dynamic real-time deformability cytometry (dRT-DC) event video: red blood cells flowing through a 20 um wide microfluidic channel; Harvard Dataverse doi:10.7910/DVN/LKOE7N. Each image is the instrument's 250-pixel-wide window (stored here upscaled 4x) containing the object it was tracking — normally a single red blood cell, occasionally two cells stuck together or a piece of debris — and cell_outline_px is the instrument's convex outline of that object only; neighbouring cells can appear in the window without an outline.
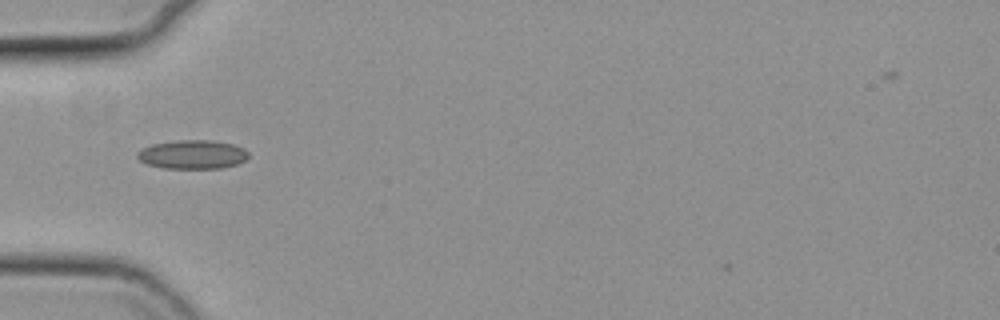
{"species": "common noctule bat (a hibernating species)", "species_latin": "Nyctalus noctula", "temperature_condition": "cold", "stored_images_in_passage": 11, "camera_frame_rate_fps": 3000, "um_per_image_px": 0.085, "animal": {"sex": "female", "body_mass_g": 19.3, "forearm_length_mm": 54.1}, "frame": {"image": 1, "passage_image": 2, "time_ms": 0.333, "image_size_px": [1000, 320], "cell_outline_px": [[248, 156], [244, 160], [236, 164], [220, 168], [164, 168], [148, 164], [140, 160], [136, 156], [136, 152], [152, 144], [180, 140], [208, 140], [232, 144], [244, 148], [248, 152]], "centroid_in_image_um": [16.35, 13.13], "position_along_channel_um": 68.6, "area_um2": 18.44}}
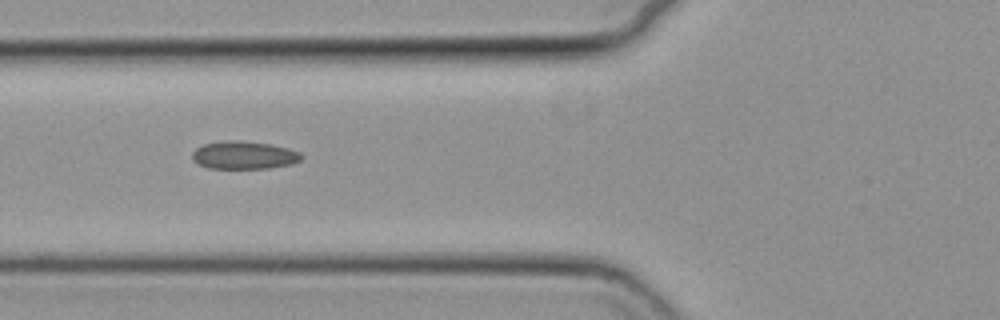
{"frame": {"image": 2, "passage_image": 5, "time_ms": 1.333, "image_size_px": [1000, 320], "cell_outline_px": [[304, 156], [300, 160], [292, 164], [268, 168], [208, 168], [196, 164], [192, 160], [192, 152], [196, 148], [204, 144], [228, 140], [240, 140], [272, 144], [288, 148], [300, 152]], "centroid_in_image_um": [20.73, 13.18], "position_along_channel_um": 105.1, "area_um2": 17.92}}
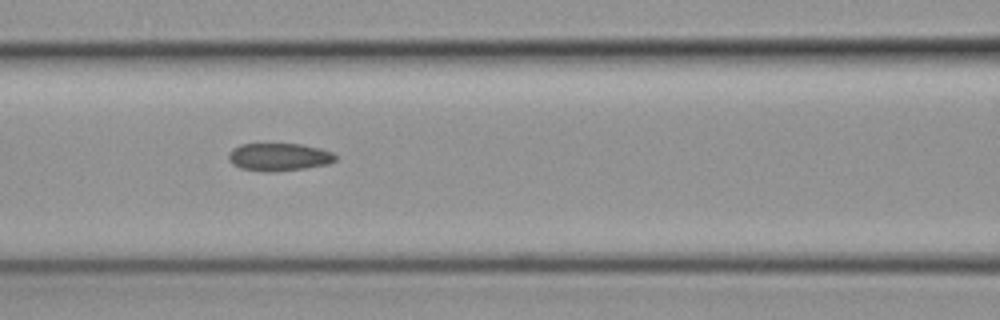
{"frame": {"image": 3, "passage_image": 8, "time_ms": 2.333, "image_size_px": [1000, 320], "cell_outline_px": [[336, 160], [328, 164], [304, 168], [240, 168], [232, 164], [228, 160], [228, 152], [232, 148], [240, 144], [300, 144], [320, 148], [332, 152], [336, 156]], "centroid_in_image_um": [23.72, 13.28], "position_along_channel_um": 142.9, "area_um2": 16.36}}